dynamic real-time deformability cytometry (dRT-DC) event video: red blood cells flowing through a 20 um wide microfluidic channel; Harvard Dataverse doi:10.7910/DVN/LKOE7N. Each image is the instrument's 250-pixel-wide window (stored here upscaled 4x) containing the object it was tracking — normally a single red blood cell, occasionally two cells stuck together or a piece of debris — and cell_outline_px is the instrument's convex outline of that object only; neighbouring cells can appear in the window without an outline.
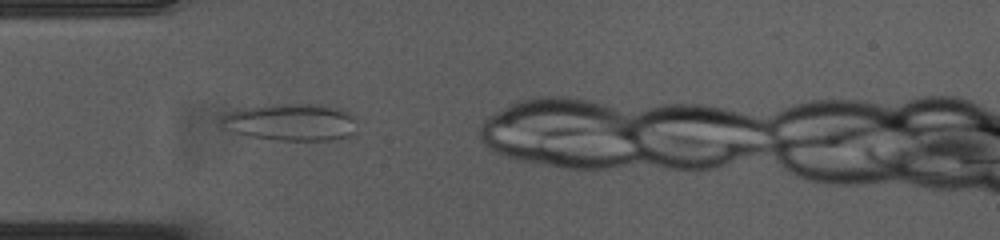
{"species": "common noctule bat (a hibernating species)", "species_latin": "Nyctalus noctula", "temperature_condition": "cold", "stored_images_in_passage": 32, "camera_frame_rate_fps": 3000, "um_per_image_px": 0.085, "animal": {"sex": "female", "body_mass_g": 23.0, "forearm_length_mm": 53.4}, "frame": {"image": 1, "passage_image": 4, "time_ms": 1.0, "image_size_px": [1000, 240], "cell_outline_px": [[356, 132], [348, 136], [328, 140], [280, 140], [252, 136], [220, 128], [220, 120], [224, 116], [232, 112], [248, 108], [288, 104], [320, 104], [336, 108], [344, 112], [352, 120]], "centroid_in_image_um": [24.7, 10.4], "position_along_channel_um": 60.3, "area_um2": 28.32}}
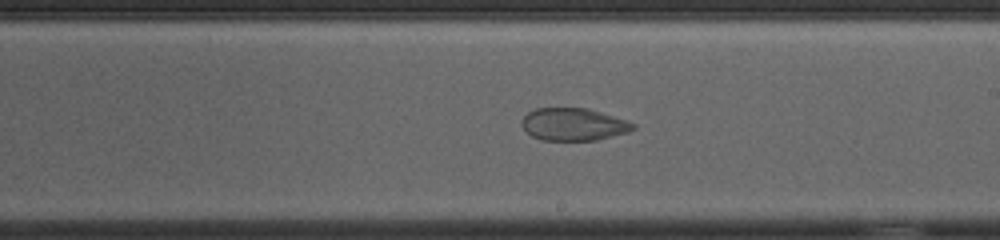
{"frame": {"image": 2, "passage_image": 19, "time_ms": 6.0, "image_size_px": [1000, 240], "cell_outline_px": [[636, 128], [628, 132], [596, 140], [540, 140], [532, 136], [520, 124], [520, 120], [528, 112], [536, 108], [588, 108], [636, 124]], "centroid_in_image_um": [48.72, 10.57], "position_along_channel_um": 240.3, "area_um2": 20.98}}
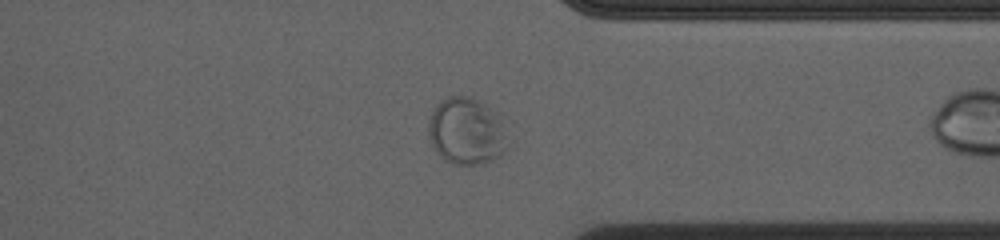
{"frame": {"image": 3, "passage_image": 30, "time_ms": 9.667, "image_size_px": [1000, 240], "cell_outline_px": [[508, 148], [492, 160], [480, 164], [452, 164], [444, 160], [436, 152], [428, 136], [428, 120], [436, 104], [440, 100], [448, 96], [468, 96], [484, 104], [504, 116]], "centroid_in_image_um": [39.67, 11.14], "position_along_channel_um": 371.7, "area_um2": 31.5}}